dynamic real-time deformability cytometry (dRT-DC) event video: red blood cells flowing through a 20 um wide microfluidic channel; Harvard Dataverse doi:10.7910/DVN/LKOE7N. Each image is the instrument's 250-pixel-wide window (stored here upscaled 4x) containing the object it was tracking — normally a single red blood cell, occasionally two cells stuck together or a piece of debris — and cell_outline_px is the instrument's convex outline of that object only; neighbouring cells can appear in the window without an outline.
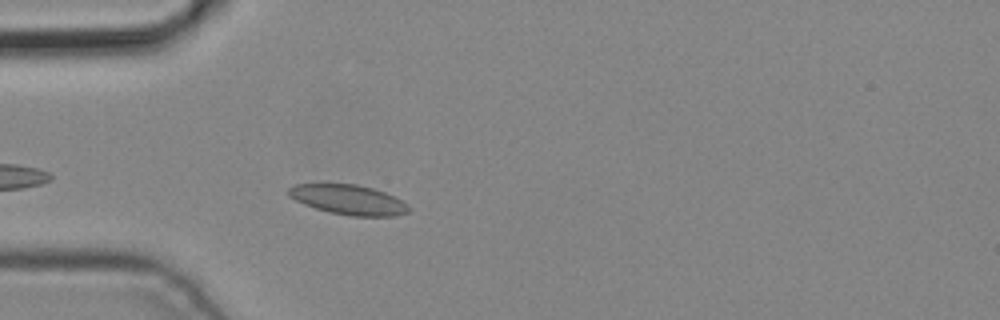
{"species": "common noctule bat (a hibernating species)", "species_latin": "Nyctalus noctula", "temperature_condition": "cold", "stored_images_in_passage": 3, "camera_frame_rate_fps": 3000, "um_per_image_px": 0.085, "animal": {"sex": "male", "body_mass_g": 19.2, "forearm_length_mm": 51.8}, "frame": {"image": 1, "passage_image": 3, "time_ms": 0.667, "image_size_px": [1000, 320], "cell_outline_px": [[412, 208], [408, 212], [396, 216], [352, 216], [328, 212], [304, 204], [288, 196], [288, 188], [292, 184], [356, 184], [372, 188], [384, 192], [408, 204]], "centroid_in_image_um": [29.61, 16.98], "position_along_channel_um": 55.4, "area_um2": 20.87}}